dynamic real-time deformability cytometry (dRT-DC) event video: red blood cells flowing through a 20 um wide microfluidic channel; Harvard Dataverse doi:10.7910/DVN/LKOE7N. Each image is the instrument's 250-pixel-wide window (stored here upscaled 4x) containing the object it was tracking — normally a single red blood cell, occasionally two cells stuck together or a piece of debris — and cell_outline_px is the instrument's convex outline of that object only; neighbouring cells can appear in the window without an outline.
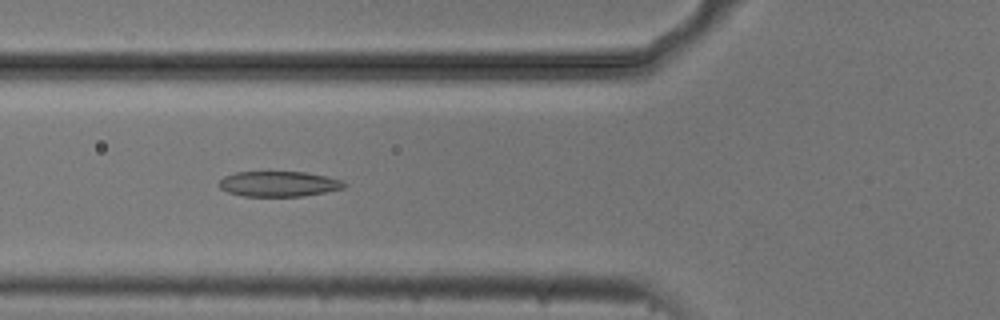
{"species": "common noctule bat (a hibernating species)", "species_latin": "Nyctalus noctula", "temperature_condition": "cold", "stored_images_in_passage": 54, "camera_frame_rate_fps": 3000, "um_per_image_px": 0.085, "animal": {"sex": "male", "body_mass_g": 20.5, "forearm_length_mm": 52.5}, "frame": {"image": 1, "passage_image": 20, "time_ms": 6.333, "image_size_px": [1000, 320], "cell_outline_px": [[348, 184], [344, 188], [304, 196], [244, 196], [228, 192], [220, 188], [216, 184], [224, 176], [236, 172], [304, 172], [344, 180]], "centroid_in_image_um": [23.69, 15.63], "position_along_channel_um": 102.1, "area_um2": 18.5}}
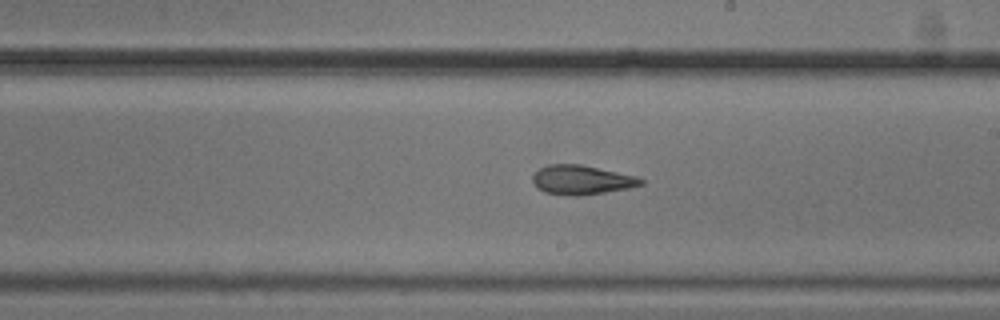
{"frame": {"image": 2, "passage_image": 31, "time_ms": 10.0, "image_size_px": [1000, 320], "cell_outline_px": [[644, 184], [628, 188], [580, 196], [568, 196], [544, 192], [536, 188], [532, 180], [532, 176], [540, 168], [548, 164], [580, 164], [636, 176], [644, 180]], "centroid_in_image_um": [49.4, 15.3], "position_along_channel_um": 239.6, "area_um2": 18.5}}
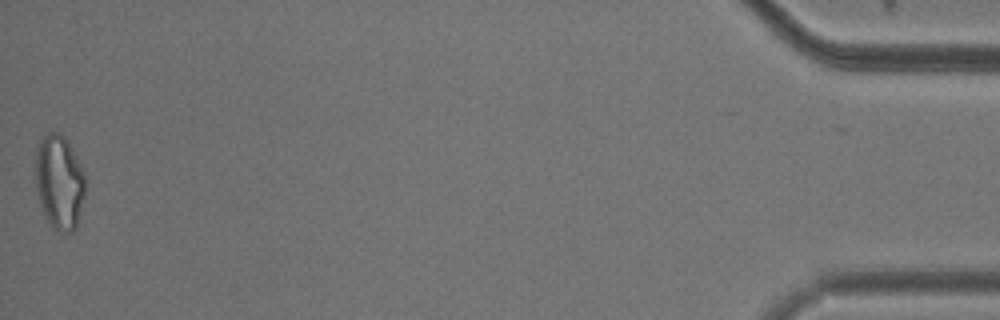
{"frame": {"image": 3, "passage_image": 54, "time_ms": 17.667, "image_size_px": [1000, 320], "cell_outline_px": [[84, 196], [76, 228], [72, 232], [60, 232], [48, 220], [40, 204], [36, 188], [36, 148], [40, 136], [48, 132], [56, 132], [64, 136], [72, 148], [84, 172]], "centroid_in_image_um": [5.03, 15.43], "position_along_channel_um": 430.2, "area_um2": 27.22}, "authors_computed_cell_mechanics": {"area_um2": 19.9121, "velocity_mm_per_s": 3.7315, "shape_relaxation_time_tau1_ms": 4.6217, "shape_relaxation_time_tau2_ms": 2.7802, "deformation_change_tau1": 0.1452, "deformation_change_tau2": 0.115}}